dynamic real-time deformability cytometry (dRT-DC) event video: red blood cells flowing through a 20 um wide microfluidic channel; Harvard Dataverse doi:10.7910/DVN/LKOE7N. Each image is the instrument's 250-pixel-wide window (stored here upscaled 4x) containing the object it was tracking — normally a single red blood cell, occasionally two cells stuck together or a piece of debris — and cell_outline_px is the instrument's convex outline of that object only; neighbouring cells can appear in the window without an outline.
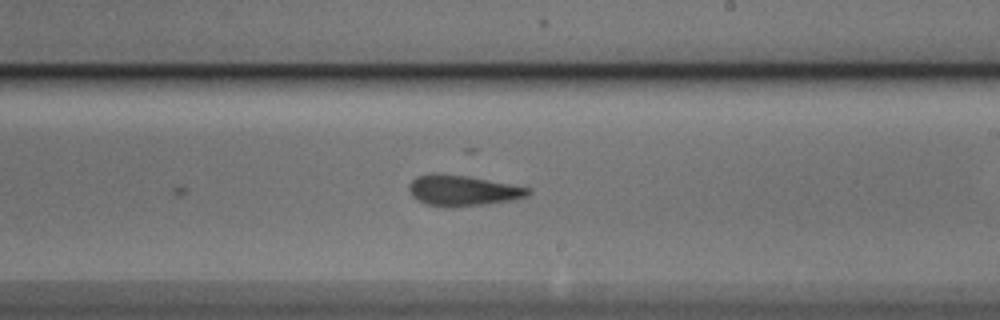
{"species": "Egyptian fruit bat (a non-hibernating species)", "species_latin": "Rousettus aegyptiacus", "temperature_condition": "cold", "stored_images_in_passage": 31, "camera_frame_rate_fps": 3000, "um_per_image_px": 0.085, "animal": {"sex": "male"}, "frame": {"image": 1, "passage_image": 31, "time_ms": 10.0, "image_size_px": [1000, 320], "cell_outline_px": [[532, 192], [528, 196], [512, 200], [484, 204], [452, 208], [444, 208], [428, 204], [416, 200], [412, 196], [408, 188], [408, 184], [416, 176], [432, 172], [436, 172], [464, 176], [532, 188]], "centroid_in_image_um": [39.28, 16.2], "position_along_channel_um": 249.7, "area_um2": 21.5}}